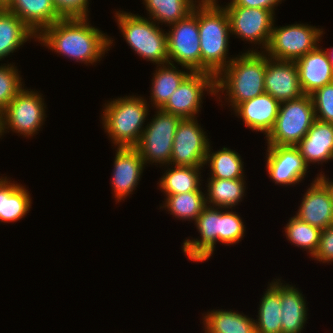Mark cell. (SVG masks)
<instances>
[{
	"instance_id": "36",
	"label": "cell",
	"mask_w": 333,
	"mask_h": 333,
	"mask_svg": "<svg viewBox=\"0 0 333 333\" xmlns=\"http://www.w3.org/2000/svg\"><path fill=\"white\" fill-rule=\"evenodd\" d=\"M246 227L239 214L221 208V226H220V243L224 245H234L239 243L245 236Z\"/></svg>"
},
{
	"instance_id": "22",
	"label": "cell",
	"mask_w": 333,
	"mask_h": 333,
	"mask_svg": "<svg viewBox=\"0 0 333 333\" xmlns=\"http://www.w3.org/2000/svg\"><path fill=\"white\" fill-rule=\"evenodd\" d=\"M7 10L22 20L37 37L63 18L52 0H13Z\"/></svg>"
},
{
	"instance_id": "44",
	"label": "cell",
	"mask_w": 333,
	"mask_h": 333,
	"mask_svg": "<svg viewBox=\"0 0 333 333\" xmlns=\"http://www.w3.org/2000/svg\"><path fill=\"white\" fill-rule=\"evenodd\" d=\"M329 50H330V51H329ZM326 52H327V55H328L329 61L331 62L332 67H333V47H330V49L327 48Z\"/></svg>"
},
{
	"instance_id": "2",
	"label": "cell",
	"mask_w": 333,
	"mask_h": 333,
	"mask_svg": "<svg viewBox=\"0 0 333 333\" xmlns=\"http://www.w3.org/2000/svg\"><path fill=\"white\" fill-rule=\"evenodd\" d=\"M258 48L247 49L246 52H241V55L235 56L215 77L217 101L222 99V94L226 95L224 101L234 110L240 103L265 93L267 55Z\"/></svg>"
},
{
	"instance_id": "31",
	"label": "cell",
	"mask_w": 333,
	"mask_h": 333,
	"mask_svg": "<svg viewBox=\"0 0 333 333\" xmlns=\"http://www.w3.org/2000/svg\"><path fill=\"white\" fill-rule=\"evenodd\" d=\"M209 145L208 152L206 154L205 164L210 168L209 178L219 179H238L245 178L244 162L242 156L227 147H223L214 152ZM212 149V150H211Z\"/></svg>"
},
{
	"instance_id": "29",
	"label": "cell",
	"mask_w": 333,
	"mask_h": 333,
	"mask_svg": "<svg viewBox=\"0 0 333 333\" xmlns=\"http://www.w3.org/2000/svg\"><path fill=\"white\" fill-rule=\"evenodd\" d=\"M207 183V192H205L207 206L235 209L233 207L239 205L246 196L245 178H207Z\"/></svg>"
},
{
	"instance_id": "33",
	"label": "cell",
	"mask_w": 333,
	"mask_h": 333,
	"mask_svg": "<svg viewBox=\"0 0 333 333\" xmlns=\"http://www.w3.org/2000/svg\"><path fill=\"white\" fill-rule=\"evenodd\" d=\"M147 15L156 24L169 26L186 18L197 5L193 0H142Z\"/></svg>"
},
{
	"instance_id": "19",
	"label": "cell",
	"mask_w": 333,
	"mask_h": 333,
	"mask_svg": "<svg viewBox=\"0 0 333 333\" xmlns=\"http://www.w3.org/2000/svg\"><path fill=\"white\" fill-rule=\"evenodd\" d=\"M302 91L310 95L316 89L333 82V67L325 48L318 45L295 61Z\"/></svg>"
},
{
	"instance_id": "25",
	"label": "cell",
	"mask_w": 333,
	"mask_h": 333,
	"mask_svg": "<svg viewBox=\"0 0 333 333\" xmlns=\"http://www.w3.org/2000/svg\"><path fill=\"white\" fill-rule=\"evenodd\" d=\"M173 63H165L156 66V70L152 77V87L149 92L151 99L149 103L155 109H161L171 94L179 87L181 82L191 73V71L185 67L182 70L178 69ZM184 68V71H183Z\"/></svg>"
},
{
	"instance_id": "39",
	"label": "cell",
	"mask_w": 333,
	"mask_h": 333,
	"mask_svg": "<svg viewBox=\"0 0 333 333\" xmlns=\"http://www.w3.org/2000/svg\"><path fill=\"white\" fill-rule=\"evenodd\" d=\"M311 259L328 264L333 262V225L321 230L316 253Z\"/></svg>"
},
{
	"instance_id": "9",
	"label": "cell",
	"mask_w": 333,
	"mask_h": 333,
	"mask_svg": "<svg viewBox=\"0 0 333 333\" xmlns=\"http://www.w3.org/2000/svg\"><path fill=\"white\" fill-rule=\"evenodd\" d=\"M154 113L135 148L146 166L156 163L162 167L170 165L174 135L181 118L161 109Z\"/></svg>"
},
{
	"instance_id": "7",
	"label": "cell",
	"mask_w": 333,
	"mask_h": 333,
	"mask_svg": "<svg viewBox=\"0 0 333 333\" xmlns=\"http://www.w3.org/2000/svg\"><path fill=\"white\" fill-rule=\"evenodd\" d=\"M43 97L42 93L24 86L3 109L0 138L8 130L26 139L39 133L47 118Z\"/></svg>"
},
{
	"instance_id": "42",
	"label": "cell",
	"mask_w": 333,
	"mask_h": 333,
	"mask_svg": "<svg viewBox=\"0 0 333 333\" xmlns=\"http://www.w3.org/2000/svg\"><path fill=\"white\" fill-rule=\"evenodd\" d=\"M193 2L197 5L218 4V0H193Z\"/></svg>"
},
{
	"instance_id": "11",
	"label": "cell",
	"mask_w": 333,
	"mask_h": 333,
	"mask_svg": "<svg viewBox=\"0 0 333 333\" xmlns=\"http://www.w3.org/2000/svg\"><path fill=\"white\" fill-rule=\"evenodd\" d=\"M204 91L216 97L215 76L211 73L191 72L171 94L161 110L181 119L197 118L202 109Z\"/></svg>"
},
{
	"instance_id": "15",
	"label": "cell",
	"mask_w": 333,
	"mask_h": 333,
	"mask_svg": "<svg viewBox=\"0 0 333 333\" xmlns=\"http://www.w3.org/2000/svg\"><path fill=\"white\" fill-rule=\"evenodd\" d=\"M194 225L200 237L186 238L182 251L189 261L204 262L213 255L216 242H220L221 208L206 206Z\"/></svg>"
},
{
	"instance_id": "8",
	"label": "cell",
	"mask_w": 333,
	"mask_h": 333,
	"mask_svg": "<svg viewBox=\"0 0 333 333\" xmlns=\"http://www.w3.org/2000/svg\"><path fill=\"white\" fill-rule=\"evenodd\" d=\"M323 30L307 23L282 27L273 25L270 41L264 53L275 60L295 62L319 45L325 34Z\"/></svg>"
},
{
	"instance_id": "20",
	"label": "cell",
	"mask_w": 333,
	"mask_h": 333,
	"mask_svg": "<svg viewBox=\"0 0 333 333\" xmlns=\"http://www.w3.org/2000/svg\"><path fill=\"white\" fill-rule=\"evenodd\" d=\"M280 102L264 93L240 103L233 111L242 118L244 125L252 131L261 132L265 137L272 130L279 113Z\"/></svg>"
},
{
	"instance_id": "6",
	"label": "cell",
	"mask_w": 333,
	"mask_h": 333,
	"mask_svg": "<svg viewBox=\"0 0 333 333\" xmlns=\"http://www.w3.org/2000/svg\"><path fill=\"white\" fill-rule=\"evenodd\" d=\"M310 95L280 103L279 113L270 133L265 137L267 146H296L315 121Z\"/></svg>"
},
{
	"instance_id": "30",
	"label": "cell",
	"mask_w": 333,
	"mask_h": 333,
	"mask_svg": "<svg viewBox=\"0 0 333 333\" xmlns=\"http://www.w3.org/2000/svg\"><path fill=\"white\" fill-rule=\"evenodd\" d=\"M171 166V167H170ZM167 170L157 183L164 195L197 191L202 185L201 170L204 166H164ZM170 167V168H169Z\"/></svg>"
},
{
	"instance_id": "45",
	"label": "cell",
	"mask_w": 333,
	"mask_h": 333,
	"mask_svg": "<svg viewBox=\"0 0 333 333\" xmlns=\"http://www.w3.org/2000/svg\"><path fill=\"white\" fill-rule=\"evenodd\" d=\"M2 118H3V110L0 108V126L2 123Z\"/></svg>"
},
{
	"instance_id": "24",
	"label": "cell",
	"mask_w": 333,
	"mask_h": 333,
	"mask_svg": "<svg viewBox=\"0 0 333 333\" xmlns=\"http://www.w3.org/2000/svg\"><path fill=\"white\" fill-rule=\"evenodd\" d=\"M26 186L16 183L7 176L0 177V223L17 222L26 217L32 197Z\"/></svg>"
},
{
	"instance_id": "4",
	"label": "cell",
	"mask_w": 333,
	"mask_h": 333,
	"mask_svg": "<svg viewBox=\"0 0 333 333\" xmlns=\"http://www.w3.org/2000/svg\"><path fill=\"white\" fill-rule=\"evenodd\" d=\"M142 96L113 98L104 103L101 115L102 127L112 146L135 147L144 131L149 115V103Z\"/></svg>"
},
{
	"instance_id": "12",
	"label": "cell",
	"mask_w": 333,
	"mask_h": 333,
	"mask_svg": "<svg viewBox=\"0 0 333 333\" xmlns=\"http://www.w3.org/2000/svg\"><path fill=\"white\" fill-rule=\"evenodd\" d=\"M223 7L228 13L231 35L250 42L251 46L256 47L257 44L264 52L270 41L276 15L271 10L261 8Z\"/></svg>"
},
{
	"instance_id": "23",
	"label": "cell",
	"mask_w": 333,
	"mask_h": 333,
	"mask_svg": "<svg viewBox=\"0 0 333 333\" xmlns=\"http://www.w3.org/2000/svg\"><path fill=\"white\" fill-rule=\"evenodd\" d=\"M280 279L282 333H301L307 322L308 307L305 296L295 285Z\"/></svg>"
},
{
	"instance_id": "18",
	"label": "cell",
	"mask_w": 333,
	"mask_h": 333,
	"mask_svg": "<svg viewBox=\"0 0 333 333\" xmlns=\"http://www.w3.org/2000/svg\"><path fill=\"white\" fill-rule=\"evenodd\" d=\"M310 184L294 216L323 230L333 225V201L329 191L317 177Z\"/></svg>"
},
{
	"instance_id": "16",
	"label": "cell",
	"mask_w": 333,
	"mask_h": 333,
	"mask_svg": "<svg viewBox=\"0 0 333 333\" xmlns=\"http://www.w3.org/2000/svg\"><path fill=\"white\" fill-rule=\"evenodd\" d=\"M117 148V149H116ZM111 187L115 201L122 202L140 183L146 167L140 152L135 147H115Z\"/></svg>"
},
{
	"instance_id": "43",
	"label": "cell",
	"mask_w": 333,
	"mask_h": 333,
	"mask_svg": "<svg viewBox=\"0 0 333 333\" xmlns=\"http://www.w3.org/2000/svg\"><path fill=\"white\" fill-rule=\"evenodd\" d=\"M13 0H0V9H7Z\"/></svg>"
},
{
	"instance_id": "32",
	"label": "cell",
	"mask_w": 333,
	"mask_h": 333,
	"mask_svg": "<svg viewBox=\"0 0 333 333\" xmlns=\"http://www.w3.org/2000/svg\"><path fill=\"white\" fill-rule=\"evenodd\" d=\"M202 186L197 191L185 192L173 195H165L163 206L168 213L179 220L195 221L201 214L206 205L205 193L201 190Z\"/></svg>"
},
{
	"instance_id": "37",
	"label": "cell",
	"mask_w": 333,
	"mask_h": 333,
	"mask_svg": "<svg viewBox=\"0 0 333 333\" xmlns=\"http://www.w3.org/2000/svg\"><path fill=\"white\" fill-rule=\"evenodd\" d=\"M315 111V119L333 124V82L316 89L310 94Z\"/></svg>"
},
{
	"instance_id": "17",
	"label": "cell",
	"mask_w": 333,
	"mask_h": 333,
	"mask_svg": "<svg viewBox=\"0 0 333 333\" xmlns=\"http://www.w3.org/2000/svg\"><path fill=\"white\" fill-rule=\"evenodd\" d=\"M264 87L265 93L280 103L304 95L294 61L275 60L267 56Z\"/></svg>"
},
{
	"instance_id": "34",
	"label": "cell",
	"mask_w": 333,
	"mask_h": 333,
	"mask_svg": "<svg viewBox=\"0 0 333 333\" xmlns=\"http://www.w3.org/2000/svg\"><path fill=\"white\" fill-rule=\"evenodd\" d=\"M284 229L285 236L291 244L307 251L310 257L314 256L319 244L320 229L299 220L296 216L288 220Z\"/></svg>"
},
{
	"instance_id": "21",
	"label": "cell",
	"mask_w": 333,
	"mask_h": 333,
	"mask_svg": "<svg viewBox=\"0 0 333 333\" xmlns=\"http://www.w3.org/2000/svg\"><path fill=\"white\" fill-rule=\"evenodd\" d=\"M296 147L308 166L333 160V124L315 120Z\"/></svg>"
},
{
	"instance_id": "26",
	"label": "cell",
	"mask_w": 333,
	"mask_h": 333,
	"mask_svg": "<svg viewBox=\"0 0 333 333\" xmlns=\"http://www.w3.org/2000/svg\"><path fill=\"white\" fill-rule=\"evenodd\" d=\"M31 38L37 41V36L22 20L7 9H0V61Z\"/></svg>"
},
{
	"instance_id": "38",
	"label": "cell",
	"mask_w": 333,
	"mask_h": 333,
	"mask_svg": "<svg viewBox=\"0 0 333 333\" xmlns=\"http://www.w3.org/2000/svg\"><path fill=\"white\" fill-rule=\"evenodd\" d=\"M57 12L63 18L89 17L90 0H52Z\"/></svg>"
},
{
	"instance_id": "3",
	"label": "cell",
	"mask_w": 333,
	"mask_h": 333,
	"mask_svg": "<svg viewBox=\"0 0 333 333\" xmlns=\"http://www.w3.org/2000/svg\"><path fill=\"white\" fill-rule=\"evenodd\" d=\"M198 18L201 72L215 77L234 59L228 56L231 35L228 13L220 4L196 5Z\"/></svg>"
},
{
	"instance_id": "1",
	"label": "cell",
	"mask_w": 333,
	"mask_h": 333,
	"mask_svg": "<svg viewBox=\"0 0 333 333\" xmlns=\"http://www.w3.org/2000/svg\"><path fill=\"white\" fill-rule=\"evenodd\" d=\"M37 41L69 60L93 66L108 53L114 40L93 27L89 17H72L56 21L37 37Z\"/></svg>"
},
{
	"instance_id": "28",
	"label": "cell",
	"mask_w": 333,
	"mask_h": 333,
	"mask_svg": "<svg viewBox=\"0 0 333 333\" xmlns=\"http://www.w3.org/2000/svg\"><path fill=\"white\" fill-rule=\"evenodd\" d=\"M263 293L255 320L256 333H282L280 279L272 280Z\"/></svg>"
},
{
	"instance_id": "35",
	"label": "cell",
	"mask_w": 333,
	"mask_h": 333,
	"mask_svg": "<svg viewBox=\"0 0 333 333\" xmlns=\"http://www.w3.org/2000/svg\"><path fill=\"white\" fill-rule=\"evenodd\" d=\"M19 72L15 63L0 65V108L2 110L25 86Z\"/></svg>"
},
{
	"instance_id": "14",
	"label": "cell",
	"mask_w": 333,
	"mask_h": 333,
	"mask_svg": "<svg viewBox=\"0 0 333 333\" xmlns=\"http://www.w3.org/2000/svg\"><path fill=\"white\" fill-rule=\"evenodd\" d=\"M266 151V170L274 184L294 186L309 172V166L296 146H267Z\"/></svg>"
},
{
	"instance_id": "40",
	"label": "cell",
	"mask_w": 333,
	"mask_h": 333,
	"mask_svg": "<svg viewBox=\"0 0 333 333\" xmlns=\"http://www.w3.org/2000/svg\"><path fill=\"white\" fill-rule=\"evenodd\" d=\"M284 1V0H283ZM282 0H230V3H226L224 6H240L247 8H261L271 10L275 14V10Z\"/></svg>"
},
{
	"instance_id": "10",
	"label": "cell",
	"mask_w": 333,
	"mask_h": 333,
	"mask_svg": "<svg viewBox=\"0 0 333 333\" xmlns=\"http://www.w3.org/2000/svg\"><path fill=\"white\" fill-rule=\"evenodd\" d=\"M167 33L168 62L191 72H201L198 18L191 12L186 18L169 25ZM176 62V63H174Z\"/></svg>"
},
{
	"instance_id": "5",
	"label": "cell",
	"mask_w": 333,
	"mask_h": 333,
	"mask_svg": "<svg viewBox=\"0 0 333 333\" xmlns=\"http://www.w3.org/2000/svg\"><path fill=\"white\" fill-rule=\"evenodd\" d=\"M114 15L118 29L135 54L155 65L168 62L167 31L138 14L119 10Z\"/></svg>"
},
{
	"instance_id": "27",
	"label": "cell",
	"mask_w": 333,
	"mask_h": 333,
	"mask_svg": "<svg viewBox=\"0 0 333 333\" xmlns=\"http://www.w3.org/2000/svg\"><path fill=\"white\" fill-rule=\"evenodd\" d=\"M202 319L204 333H256L254 318L231 309H213Z\"/></svg>"
},
{
	"instance_id": "13",
	"label": "cell",
	"mask_w": 333,
	"mask_h": 333,
	"mask_svg": "<svg viewBox=\"0 0 333 333\" xmlns=\"http://www.w3.org/2000/svg\"><path fill=\"white\" fill-rule=\"evenodd\" d=\"M210 143L197 118L181 119L174 135L170 165L204 166Z\"/></svg>"
},
{
	"instance_id": "41",
	"label": "cell",
	"mask_w": 333,
	"mask_h": 333,
	"mask_svg": "<svg viewBox=\"0 0 333 333\" xmlns=\"http://www.w3.org/2000/svg\"><path fill=\"white\" fill-rule=\"evenodd\" d=\"M322 173L323 171L317 174V178L325 185L333 201V180H329V178L324 173Z\"/></svg>"
}]
</instances>
